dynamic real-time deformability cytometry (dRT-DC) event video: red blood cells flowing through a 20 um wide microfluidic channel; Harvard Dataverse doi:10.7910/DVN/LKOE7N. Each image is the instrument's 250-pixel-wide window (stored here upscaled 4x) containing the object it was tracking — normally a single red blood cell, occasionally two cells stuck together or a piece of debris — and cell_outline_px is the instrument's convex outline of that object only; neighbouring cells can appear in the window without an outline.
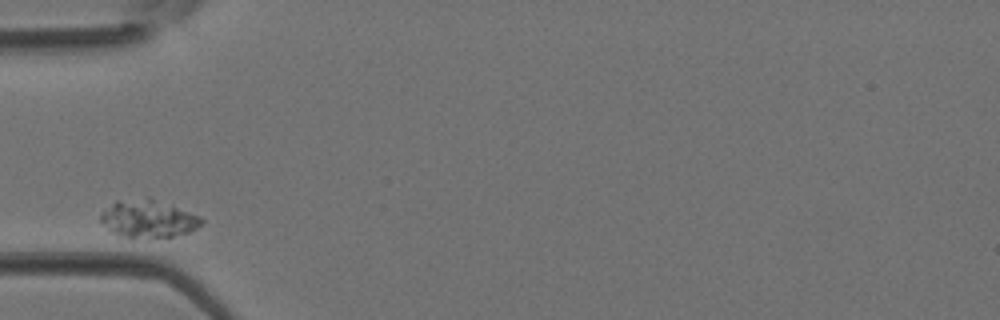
{"species": "Egyptian fruit bat (a non-hibernating species)", "species_latin": "Rousettus aegyptiacus", "temperature_condition": "room temperature", "stored_images_in_passage": 2, "camera_frame_rate_fps": 3000, "um_per_image_px": 0.085, "animal": {"sex": "female"}, "frame": {"image": 1, "passage_image": 1, "time_ms": 0.0, "image_size_px": [1000, 320], "cell_outline_px": [[204, 220], [196, 228], [188, 232], [172, 236], [120, 236], [112, 232], [100, 224], [100, 212], [116, 200], [148, 196], [200, 216]], "centroid_in_image_um": [12.53, 18.55], "position_along_channel_um": 72.5, "area_um2": 21.96}}
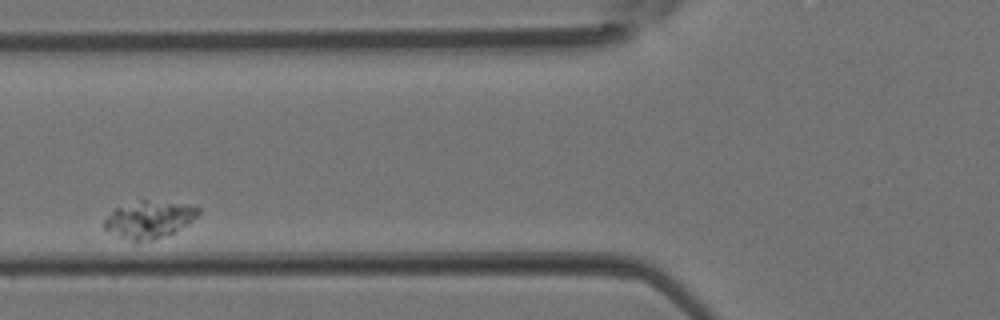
{"frame": {"image": 2, "passage_image": 2, "time_ms": 0.333, "image_size_px": [1000, 320], "cell_outline_px": [[200, 212], [188, 224], [172, 232], [152, 240], [132, 240], [108, 232], [104, 228], [104, 220], [116, 208], [140, 200], [144, 200], [188, 204], [200, 208]], "centroid_in_image_um": [12.68, 18.64], "position_along_channel_um": 113.1, "area_um2": 19.83}}